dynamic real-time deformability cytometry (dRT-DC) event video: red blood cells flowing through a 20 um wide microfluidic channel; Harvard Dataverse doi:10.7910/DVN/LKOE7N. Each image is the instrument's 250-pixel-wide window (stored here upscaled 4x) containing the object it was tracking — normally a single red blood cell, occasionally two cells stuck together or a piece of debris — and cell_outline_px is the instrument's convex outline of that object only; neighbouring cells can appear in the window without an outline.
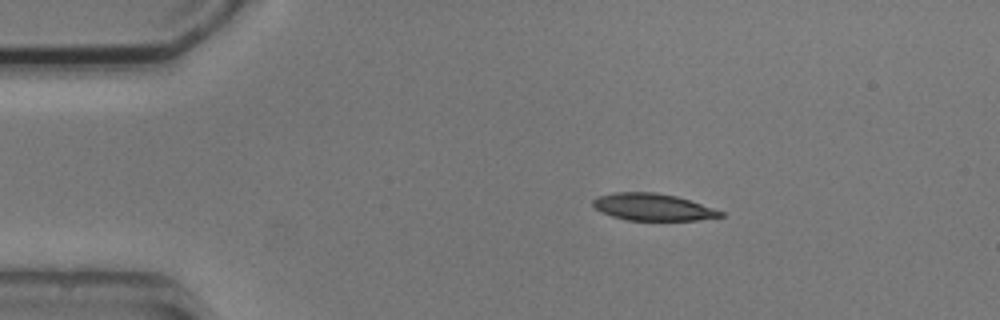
{"species": "common noctule bat (a hibernating species)", "species_latin": "Nyctalus noctula", "temperature_condition": "cold", "stored_images_in_passage": 4, "camera_frame_rate_fps": 3000, "um_per_image_px": 0.085, "animal": {"sex": "male", "body_mass_g": 20.5, "forearm_length_mm": 52.5}, "frame": {"image": 1, "passage_image": 1, "time_ms": 0.0, "image_size_px": [1000, 320], "cell_outline_px": [[724, 216], [700, 220], [628, 220], [612, 216], [600, 212], [592, 204], [592, 200], [596, 196], [616, 192], [656, 192], [676, 196], [724, 212]], "centroid_in_image_um": [55.45, 17.6], "position_along_channel_um": 29.6, "area_um2": 20.0}}
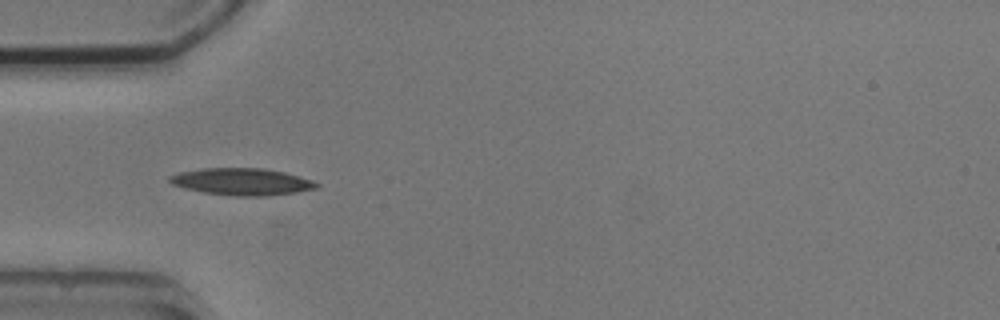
{"frame": {"image": 2, "passage_image": 3, "time_ms": 2.333, "image_size_px": [1000, 320], "cell_outline_px": [[320, 184], [316, 188], [296, 192], [268, 196], [236, 196], [204, 192], [184, 188], [172, 184], [168, 180], [168, 176], [180, 172], [200, 168], [264, 168], [284, 172], [312, 180]], "centroid_in_image_um": [20.54, 15.44], "position_along_channel_um": 64.5, "area_um2": 23.06}}